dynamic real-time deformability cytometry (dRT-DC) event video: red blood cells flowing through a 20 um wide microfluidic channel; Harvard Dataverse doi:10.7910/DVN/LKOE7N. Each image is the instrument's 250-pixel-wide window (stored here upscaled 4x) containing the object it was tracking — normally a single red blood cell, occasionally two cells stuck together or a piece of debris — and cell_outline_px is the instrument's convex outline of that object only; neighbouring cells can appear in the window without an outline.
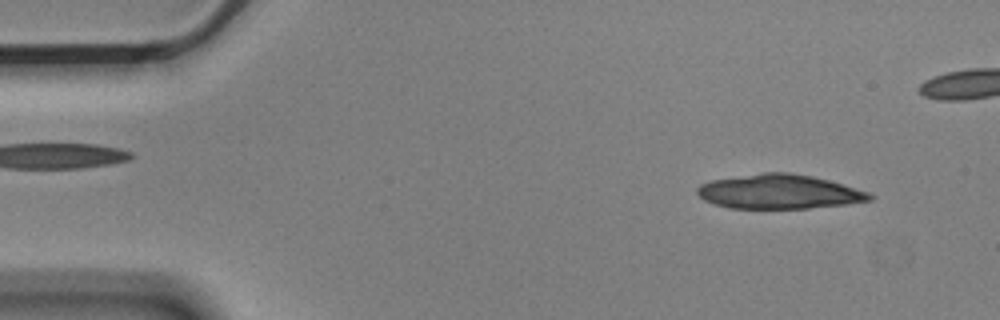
{"species": "Egyptian fruit bat (a non-hibernating species)", "species_latin": "Rousettus aegyptiacus", "temperature_condition": "cold", "stored_images_in_passage": 4, "camera_frame_rate_fps": 3000, "um_per_image_px": 0.085, "animal": {"sex": "male"}, "frame": {"image": 1, "passage_image": 1, "time_ms": 0.0, "image_size_px": [1000, 320], "cell_outline_px": [[876, 196], [872, 200], [844, 204], [808, 208], [728, 208], [704, 200], [696, 192], [696, 188], [700, 184], [712, 180], [760, 172], [788, 172], [812, 176], [828, 180], [872, 192]], "centroid_in_image_um": [66.25, 16.29], "position_along_channel_um": 18.7, "area_um2": 34.62}}